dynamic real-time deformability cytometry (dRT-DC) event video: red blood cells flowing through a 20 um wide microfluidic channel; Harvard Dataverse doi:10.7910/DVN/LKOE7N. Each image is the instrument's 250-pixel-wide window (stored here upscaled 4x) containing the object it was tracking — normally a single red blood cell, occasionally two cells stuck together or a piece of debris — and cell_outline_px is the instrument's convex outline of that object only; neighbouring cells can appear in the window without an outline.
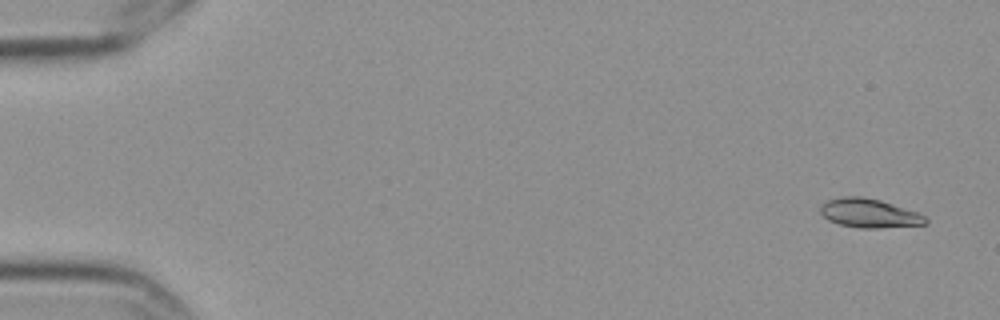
{"species": "Egyptian fruit bat (a non-hibernating species)", "species_latin": "Rousettus aegyptiacus", "temperature_condition": "cold", "stored_images_in_passage": 6, "camera_frame_rate_fps": 3000, "um_per_image_px": 0.085, "frame": {"image": 1, "passage_image": 1, "time_ms": 0.0, "image_size_px": [1000, 320], "cell_outline_px": [[928, 220], [924, 224], [880, 228], [860, 228], [840, 224], [828, 220], [820, 212], [820, 204], [824, 200], [840, 196], [860, 196], [880, 200], [916, 212], [924, 216]], "centroid_in_image_um": [73.81, 18.11], "position_along_channel_um": 11.2, "area_um2": 17.69}}